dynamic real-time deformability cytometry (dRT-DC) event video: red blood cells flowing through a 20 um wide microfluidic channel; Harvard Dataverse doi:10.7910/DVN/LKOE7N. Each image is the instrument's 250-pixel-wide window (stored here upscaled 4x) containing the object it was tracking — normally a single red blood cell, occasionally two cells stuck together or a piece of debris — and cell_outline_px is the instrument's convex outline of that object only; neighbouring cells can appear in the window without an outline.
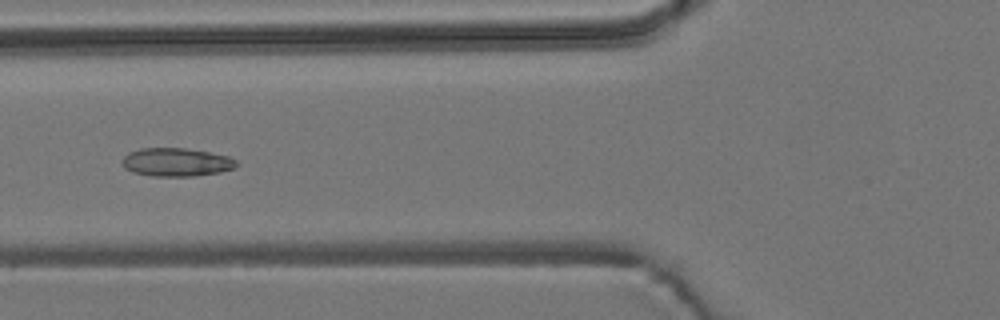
{"species": "common noctule bat (a hibernating species)", "species_latin": "Nyctalus noctula", "temperature_condition": "room temperature", "stored_images_in_passage": 9, "camera_frame_rate_fps": 3000, "um_per_image_px": 0.085, "animal": {"sex": "male", "body_mass_g": 19.2, "forearm_length_mm": 51.8}, "frame": {"image": 1, "passage_image": 6, "time_ms": 1.667, "image_size_px": [1000, 320], "cell_outline_px": [[240, 164], [232, 168], [220, 172], [192, 176], [152, 176], [132, 172], [124, 168], [120, 160], [128, 152], [140, 148], [184, 148], [208, 152], [228, 156], [236, 160]], "centroid_in_image_um": [14.95, 13.78], "position_along_channel_um": 110.9, "area_um2": 18.96}}
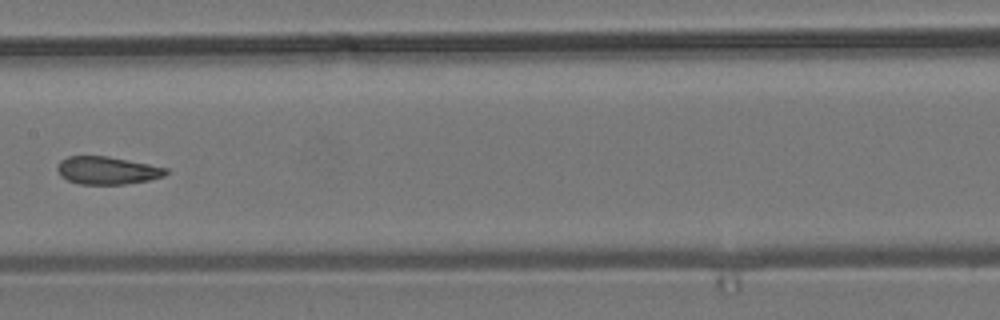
{"frame": {"image": 2, "passage_image": 8, "time_ms": 2.333, "image_size_px": [1000, 320], "cell_outline_px": [[168, 172], [164, 176], [148, 180], [124, 184], [80, 184], [68, 180], [60, 176], [56, 168], [60, 160], [68, 156], [108, 156], [168, 168]], "centroid_in_image_um": [9.09, 14.48], "position_along_channel_um": 198.3, "area_um2": 17.51}}
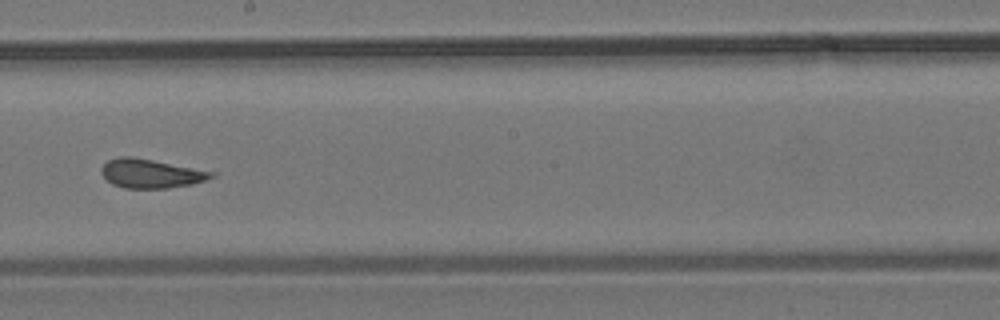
{"frame": {"image": 3, "passage_image": 9, "time_ms": 2.667, "image_size_px": [1000, 320], "cell_outline_px": [[216, 176], [192, 184], [168, 188], [124, 188], [112, 184], [100, 172], [100, 168], [108, 160], [120, 156], [132, 156], [216, 172]], "centroid_in_image_um": [12.81, 14.74], "position_along_channel_um": 235.4, "area_um2": 18.55}}